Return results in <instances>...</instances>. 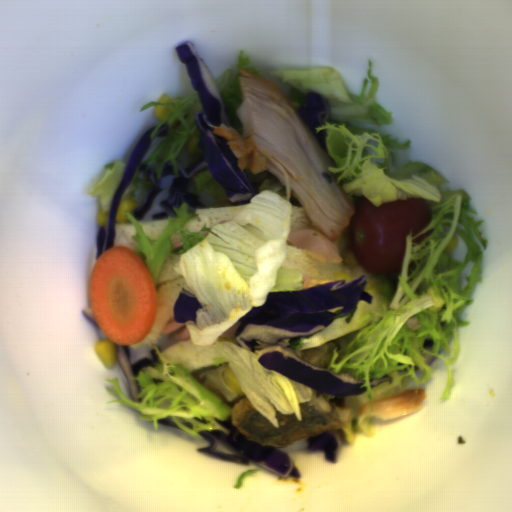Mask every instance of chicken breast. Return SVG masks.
Here are the masks:
<instances>
[{
  "mask_svg": "<svg viewBox=\"0 0 512 512\" xmlns=\"http://www.w3.org/2000/svg\"><path fill=\"white\" fill-rule=\"evenodd\" d=\"M239 73L242 99L235 112L243 134L222 123L213 128L214 135L227 140L239 170L275 175L285 186L287 201L293 195L313 227L335 243L356 207L328 169L337 168L334 158L274 82L241 68Z\"/></svg>",
  "mask_w": 512,
  "mask_h": 512,
  "instance_id": "obj_1",
  "label": "chicken breast"
},
{
  "mask_svg": "<svg viewBox=\"0 0 512 512\" xmlns=\"http://www.w3.org/2000/svg\"><path fill=\"white\" fill-rule=\"evenodd\" d=\"M425 402L426 391L424 388L409 389L402 394L373 400V412H371L370 401L366 402L361 407L358 418L361 420L364 417H375L378 420L387 421L422 410Z\"/></svg>",
  "mask_w": 512,
  "mask_h": 512,
  "instance_id": "obj_2",
  "label": "chicken breast"
}]
</instances>
